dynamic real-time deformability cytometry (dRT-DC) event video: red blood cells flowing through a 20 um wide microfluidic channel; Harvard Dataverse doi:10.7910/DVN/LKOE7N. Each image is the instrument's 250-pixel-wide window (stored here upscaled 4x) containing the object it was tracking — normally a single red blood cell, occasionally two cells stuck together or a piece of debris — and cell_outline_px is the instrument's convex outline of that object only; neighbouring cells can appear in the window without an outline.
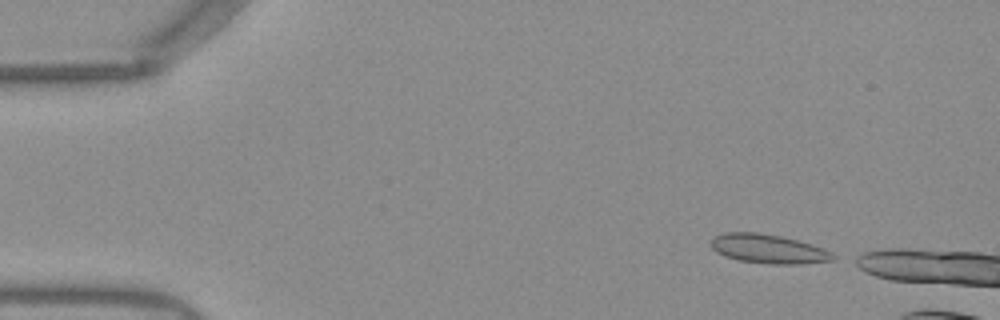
{"species": "Egyptian fruit bat (a non-hibernating species)", "species_latin": "Rousettus aegyptiacus", "temperature_condition": "warm", "stored_images_in_passage": 7, "camera_frame_rate_fps": 3000, "um_per_image_px": 0.085, "frame": {"image": 1, "passage_image": 1, "time_ms": 0.0, "image_size_px": [1000, 320], "cell_outline_px": [[840, 256], [832, 260], [800, 264], [772, 264], [740, 260], [724, 256], [716, 252], [712, 248], [712, 240], [716, 236], [724, 232], [756, 232], [780, 236], [812, 244], [832, 252]], "centroid_in_image_um": [65.34, 21.15], "position_along_channel_um": 19.7, "area_um2": 20.58}}